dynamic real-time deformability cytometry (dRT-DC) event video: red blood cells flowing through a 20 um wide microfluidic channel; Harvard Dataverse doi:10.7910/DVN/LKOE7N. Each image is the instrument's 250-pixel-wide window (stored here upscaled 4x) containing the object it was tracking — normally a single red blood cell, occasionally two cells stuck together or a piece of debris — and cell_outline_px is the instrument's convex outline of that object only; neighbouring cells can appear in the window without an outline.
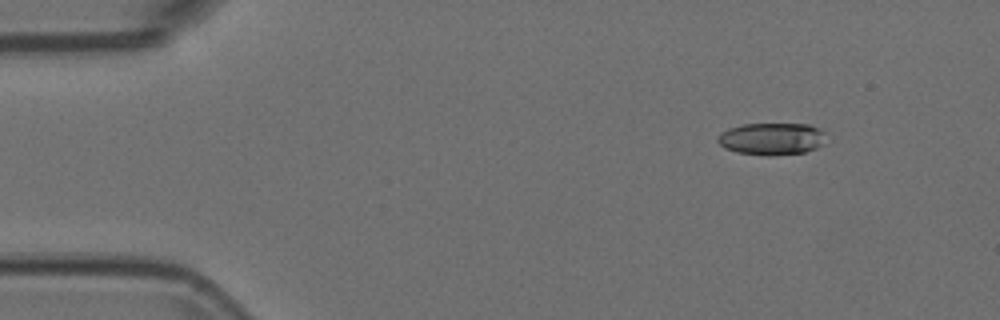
{"species": "Egyptian fruit bat (a non-hibernating species)", "species_latin": "Rousettus aegyptiacus", "temperature_condition": "room temperature", "stored_images_in_passage": 49, "camera_frame_rate_fps": 3000, "um_per_image_px": 0.085, "animal": {"sex": "female"}, "frame": {"image": 1, "passage_image": 1, "time_ms": 0.0, "image_size_px": [1000, 320], "cell_outline_px": [[824, 144], [816, 148], [804, 152], [772, 156], [768, 156], [736, 152], [724, 148], [716, 140], [716, 136], [720, 132], [728, 128], [744, 124], [808, 124], [820, 128], [824, 132]], "centroid_in_image_um": [65.57, 11.8], "position_along_channel_um": 19.4, "area_um2": 20.52}}
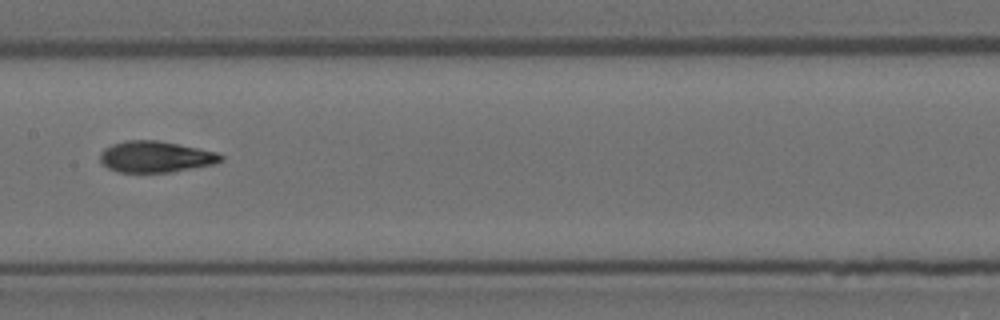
{"frame": {"image": 2, "passage_image": 22, "time_ms": 7.0, "image_size_px": [1000, 320], "cell_outline_px": [[224, 160], [212, 164], [192, 168], [168, 172], [116, 172], [108, 168], [100, 160], [100, 152], [104, 148], [112, 144], [124, 140], [156, 140], [216, 152], [224, 156]], "centroid_in_image_um": [13.18, 13.32], "position_along_channel_um": 194.2, "area_um2": 21.79}}
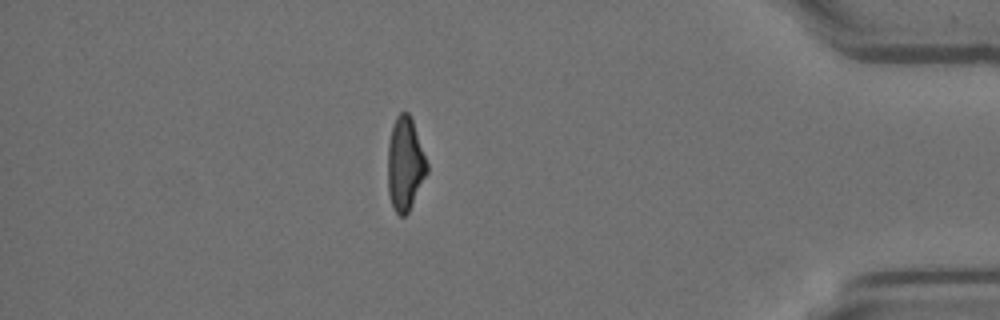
{"frame": {"image": 3, "passage_image": 42, "time_ms": 13.667, "image_size_px": [1000, 320], "cell_outline_px": [[428, 172], [408, 212], [404, 216], [400, 216], [396, 212], [392, 204], [388, 192], [388, 144], [392, 128], [396, 116], [400, 112], [408, 112], [412, 120], [428, 164]], "centroid_in_image_um": [34.43, 13.94], "position_along_channel_um": 400.8, "area_um2": 21.1}}